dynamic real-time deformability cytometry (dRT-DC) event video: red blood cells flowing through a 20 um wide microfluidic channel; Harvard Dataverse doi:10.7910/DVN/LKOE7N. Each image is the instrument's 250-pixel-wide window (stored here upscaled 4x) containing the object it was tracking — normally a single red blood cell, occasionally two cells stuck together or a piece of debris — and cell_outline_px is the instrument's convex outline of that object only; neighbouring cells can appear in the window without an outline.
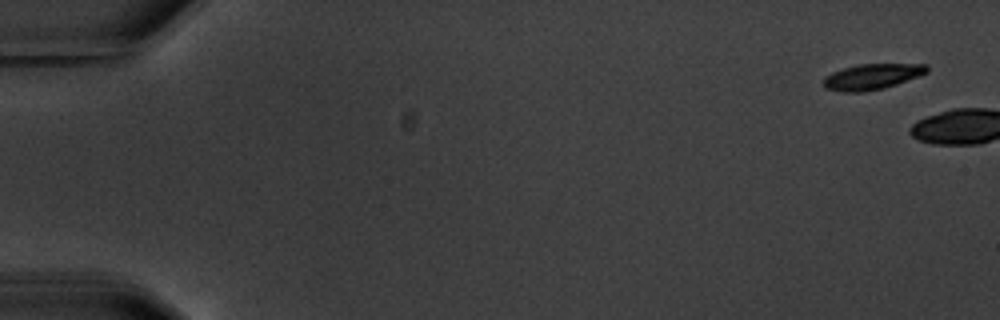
{"species": "common noctule bat (a hibernating species)", "species_latin": "Nyctalus noctula", "temperature_condition": "warm", "stored_images_in_passage": 2, "camera_frame_rate_fps": 3000, "um_per_image_px": 0.085, "animal": {"sex": "male", "body_mass_g": 20.1, "forearm_length_mm": 53.5}, "frame": {"image": 1, "passage_image": 1, "time_ms": 0.0, "image_size_px": [1000, 320], "cell_outline_px": [[928, 72], [896, 84], [884, 88], [864, 92], [840, 92], [824, 88], [824, 76], [832, 72], [856, 64], [928, 64]], "centroid_in_image_um": [74.09, 6.52], "position_along_channel_um": 10.9, "area_um2": 15.49}}